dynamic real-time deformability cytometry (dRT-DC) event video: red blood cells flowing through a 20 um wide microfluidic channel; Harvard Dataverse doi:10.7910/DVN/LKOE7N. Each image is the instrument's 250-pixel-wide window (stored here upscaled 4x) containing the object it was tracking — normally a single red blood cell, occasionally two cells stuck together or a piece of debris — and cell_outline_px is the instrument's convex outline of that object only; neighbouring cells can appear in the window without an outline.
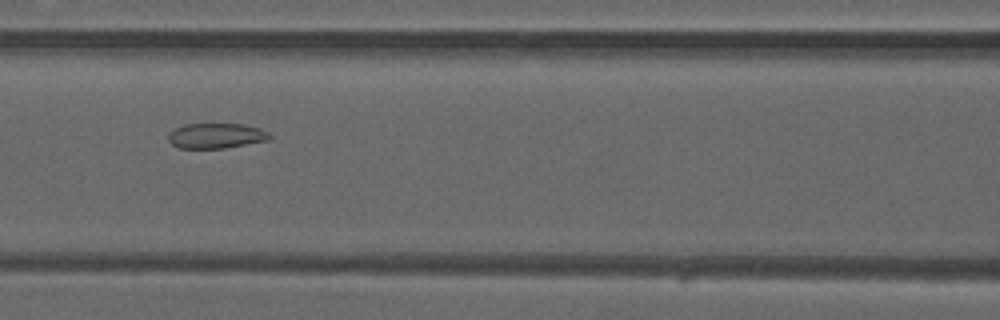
{"species": "common noctule bat (a hibernating species)", "species_latin": "Nyctalus noctula", "temperature_condition": "warm", "stored_images_in_passage": 4, "camera_frame_rate_fps": 3000, "um_per_image_px": 0.085, "animal": {"sex": "male", "forearm_length_mm": 52.5}, "frame": {"image": 1, "passage_image": 3, "time_ms": 0.667, "image_size_px": [1000, 320], "cell_outline_px": [[272, 136], [268, 140], [224, 148], [180, 148], [172, 144], [168, 140], [168, 136], [176, 128], [184, 124], [244, 124], [260, 128], [268, 132]], "centroid_in_image_um": [18.39, 11.54], "position_along_channel_um": 148.2, "area_um2": 14.74}}